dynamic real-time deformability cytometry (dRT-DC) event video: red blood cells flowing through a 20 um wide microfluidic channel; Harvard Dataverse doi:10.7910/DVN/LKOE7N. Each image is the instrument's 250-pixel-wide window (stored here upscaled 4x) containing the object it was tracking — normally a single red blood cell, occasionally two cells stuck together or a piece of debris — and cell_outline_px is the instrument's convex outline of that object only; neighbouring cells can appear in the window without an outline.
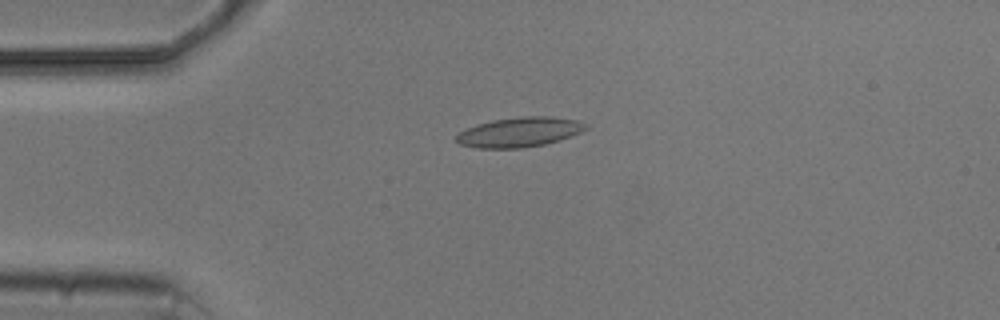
{"species": "common noctule bat (a hibernating species)", "species_latin": "Nyctalus noctula", "temperature_condition": "cold", "stored_images_in_passage": 1, "camera_frame_rate_fps": 3000, "um_per_image_px": 0.085, "animal": {"sex": "male", "body_mass_g": 20.5, "forearm_length_mm": 52.5}, "frame": {"image": 1, "passage_image": 1, "time_ms": 0.0, "image_size_px": [1000, 320], "cell_outline_px": [[588, 128], [572, 136], [560, 140], [544, 144], [520, 148], [476, 148], [460, 144], [456, 140], [456, 136], [460, 132], [476, 124], [492, 120], [524, 116], [548, 116], [576, 120], [588, 124]], "centroid_in_image_um": [44.17, 11.23], "position_along_channel_um": 40.8, "area_um2": 22.37}}